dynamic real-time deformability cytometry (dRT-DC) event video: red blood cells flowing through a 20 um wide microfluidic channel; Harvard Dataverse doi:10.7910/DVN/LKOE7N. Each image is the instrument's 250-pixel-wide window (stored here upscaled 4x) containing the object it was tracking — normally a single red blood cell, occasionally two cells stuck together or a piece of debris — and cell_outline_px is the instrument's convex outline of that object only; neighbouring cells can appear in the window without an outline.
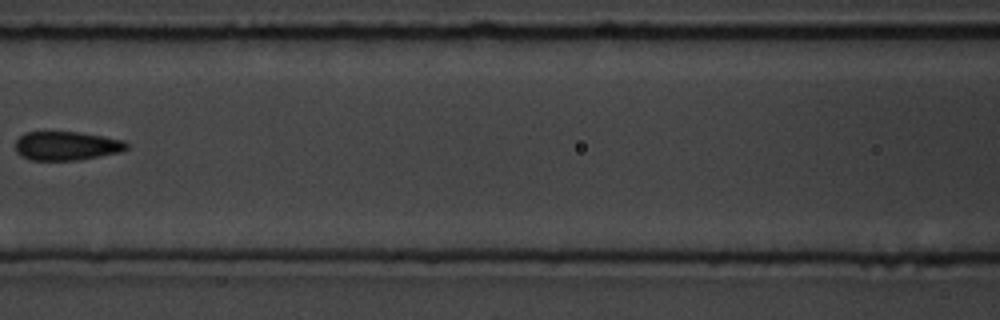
{"species": "common noctule bat (a hibernating species)", "species_latin": "Nyctalus noctula", "temperature_condition": "room temperature", "stored_images_in_passage": 11, "camera_frame_rate_fps": 3000, "um_per_image_px": 0.085, "animal": {"sex": "male", "body_mass_g": 19.5, "forearm_length_mm": 54.6}, "frame": {"image": 1, "passage_image": 4, "time_ms": 1.0, "image_size_px": [1000, 320], "cell_outline_px": [[128, 148], [120, 152], [76, 160], [28, 160], [20, 156], [16, 152], [16, 140], [24, 132], [76, 132], [104, 136], [124, 140], [128, 144]], "centroid_in_image_um": [5.63, 12.4], "position_along_channel_um": 161.0, "area_um2": 18.73}}
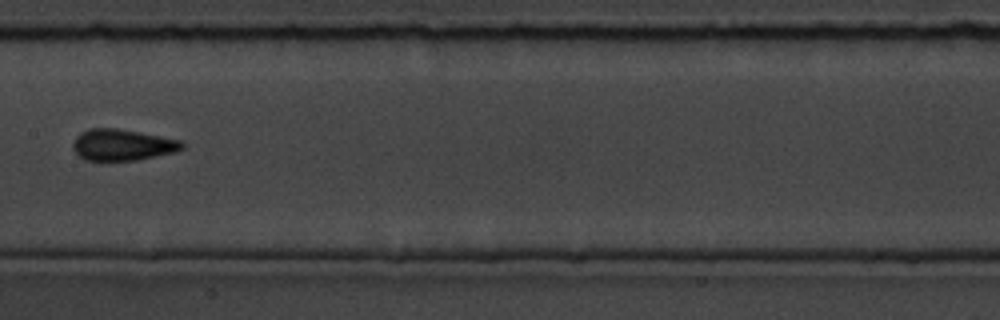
{"frame": {"image": 2, "passage_image": 5, "time_ms": 1.333, "image_size_px": [1000, 320], "cell_outline_px": [[184, 148], [176, 152], [136, 160], [84, 160], [72, 148], [72, 144], [76, 136], [80, 132], [88, 128], [116, 128], [140, 132], [180, 140], [184, 144]], "centroid_in_image_um": [10.39, 12.3], "position_along_channel_um": 197.0, "area_um2": 19.94}}
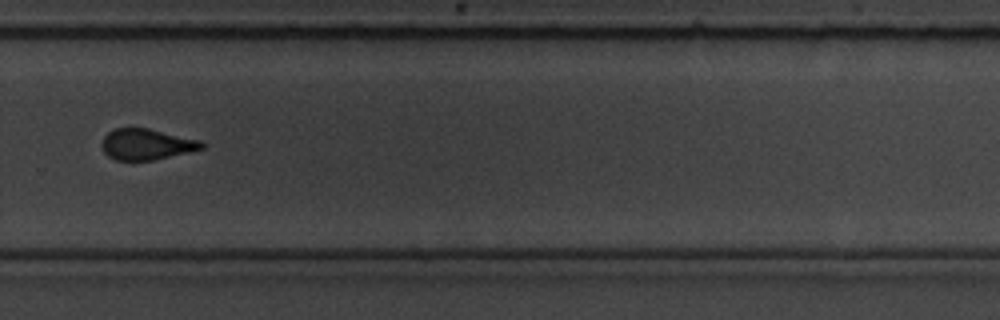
{"frame": {"image": 3, "passage_image": 8, "time_ms": 2.333, "image_size_px": [1000, 320], "cell_outline_px": [[204, 148], [188, 152], [152, 160], [116, 160], [108, 156], [104, 152], [100, 144], [104, 136], [108, 132], [116, 128], [148, 128], [200, 140], [204, 144]], "centroid_in_image_um": [12.42, 12.26], "position_along_channel_um": 317.4, "area_um2": 17.92}}